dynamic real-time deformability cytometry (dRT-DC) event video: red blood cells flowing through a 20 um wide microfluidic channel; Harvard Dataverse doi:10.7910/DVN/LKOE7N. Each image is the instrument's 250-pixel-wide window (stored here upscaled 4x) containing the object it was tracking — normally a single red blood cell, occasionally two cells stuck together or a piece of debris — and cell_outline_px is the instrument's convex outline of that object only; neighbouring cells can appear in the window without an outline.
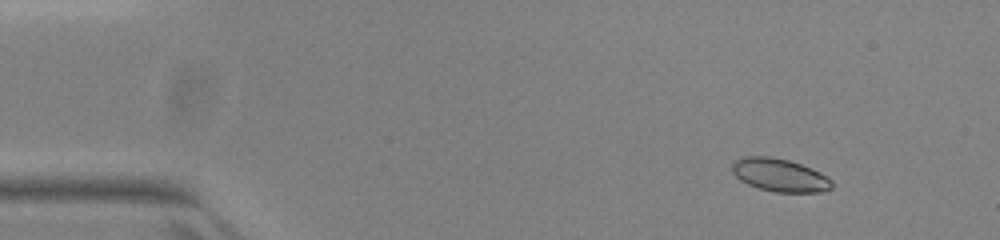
{"species": "common noctule bat (a hibernating species)", "species_latin": "Nyctalus noctula", "temperature_condition": "warm", "stored_images_in_passage": 52, "camera_frame_rate_fps": 3000, "um_per_image_px": 0.085, "animal": {"sex": "female", "body_mass_g": 23.0, "forearm_length_mm": 53.4}, "frame": {"image": 1, "passage_image": 6, "time_ms": 1.667, "image_size_px": [1000, 240], "cell_outline_px": [[832, 188], [820, 192], [776, 192], [760, 188], [748, 184], [740, 180], [732, 172], [732, 160], [744, 156], [768, 156], [788, 160], [800, 164], [828, 176], [832, 180]], "centroid_in_image_um": [66.25, 14.87], "position_along_channel_um": 18.7, "area_um2": 19.13}}
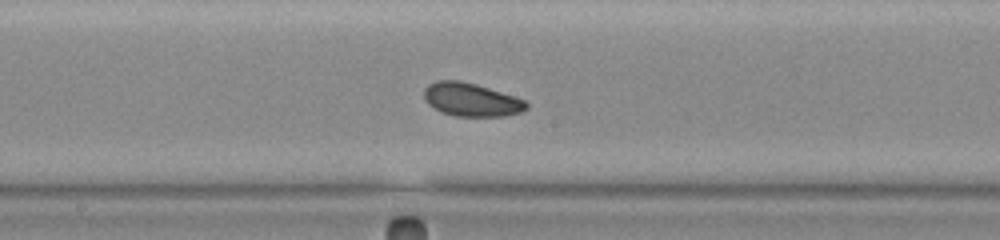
{"frame": {"image": 2, "passage_image": 28, "time_ms": 9.0, "image_size_px": [1000, 240], "cell_outline_px": [[528, 108], [520, 112], [504, 116], [456, 116], [440, 112], [428, 104], [424, 100], [424, 88], [428, 84], [436, 80], [460, 80], [476, 84], [524, 100], [528, 104]], "centroid_in_image_um": [40.0, 8.47], "position_along_channel_um": 208.2, "area_um2": 19.83}}
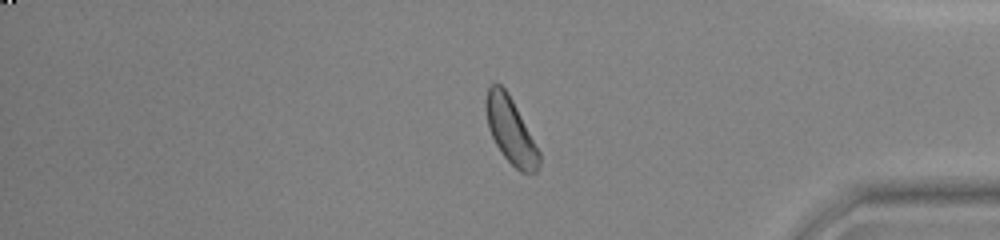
{"frame": {"image": 3, "passage_image": 44, "time_ms": 14.333, "image_size_px": [1000, 240], "cell_outline_px": [[540, 164], [536, 172], [520, 172], [504, 156], [496, 144], [488, 128], [484, 108], [484, 100], [488, 88], [492, 84], [500, 84], [508, 92], [540, 152]], "centroid_in_image_um": [43.38, 11.07], "position_along_channel_um": 391.8, "area_um2": 20.29}, "authors_computed_cell_mechanics": {"area_um2": 19.7098, "velocity_mm_per_s": 3.9284, "shape_relaxation_time_tau1_ms": 1.566, "shape_relaxation_time_tau2_ms": 3.3344, "deformation_change_tau1": 0.0642, "deformation_change_tau2": 0.0882}}